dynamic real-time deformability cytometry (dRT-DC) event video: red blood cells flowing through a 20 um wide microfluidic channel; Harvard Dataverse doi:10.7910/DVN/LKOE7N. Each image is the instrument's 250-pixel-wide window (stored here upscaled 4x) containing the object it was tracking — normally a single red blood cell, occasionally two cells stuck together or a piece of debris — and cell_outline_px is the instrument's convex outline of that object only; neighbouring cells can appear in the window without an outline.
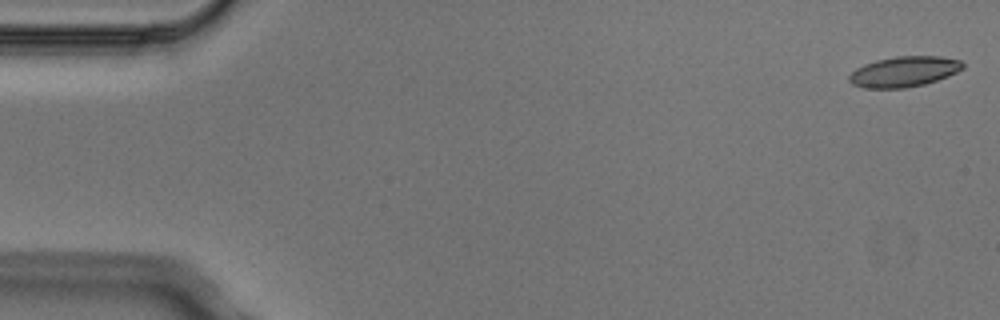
{"species": "Egyptian fruit bat (a non-hibernating species)", "species_latin": "Rousettus aegyptiacus", "temperature_condition": "cold", "stored_images_in_passage": 5, "camera_frame_rate_fps": 3000, "um_per_image_px": 0.085, "animal": {"sex": "male"}, "frame": {"image": 1, "passage_image": 1, "time_ms": 0.0, "image_size_px": [1000, 320], "cell_outline_px": [[964, 68], [948, 76], [924, 84], [904, 88], [864, 88], [852, 84], [848, 80], [848, 76], [856, 68], [864, 64], [876, 60], [896, 56], [940, 56], [960, 60], [964, 64]], "centroid_in_image_um": [76.83, 6.08], "position_along_channel_um": 8.2, "area_um2": 20.17}}
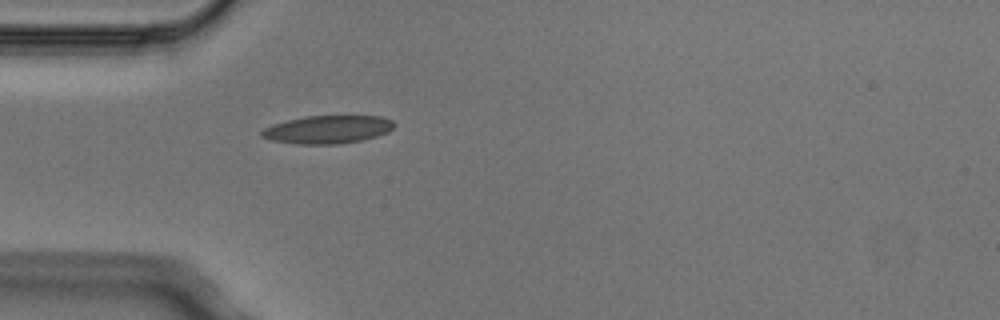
{"frame": {"image": 2, "passage_image": 5, "time_ms": 1.333, "image_size_px": [1000, 320], "cell_outline_px": [[396, 124], [388, 132], [376, 136], [360, 140], [336, 144], [296, 144], [272, 140], [260, 136], [260, 132], [264, 128], [272, 124], [288, 120], [308, 116], [384, 116], [392, 120]], "centroid_in_image_um": [27.85, 11.0], "position_along_channel_um": 57.1, "area_um2": 21.56}}